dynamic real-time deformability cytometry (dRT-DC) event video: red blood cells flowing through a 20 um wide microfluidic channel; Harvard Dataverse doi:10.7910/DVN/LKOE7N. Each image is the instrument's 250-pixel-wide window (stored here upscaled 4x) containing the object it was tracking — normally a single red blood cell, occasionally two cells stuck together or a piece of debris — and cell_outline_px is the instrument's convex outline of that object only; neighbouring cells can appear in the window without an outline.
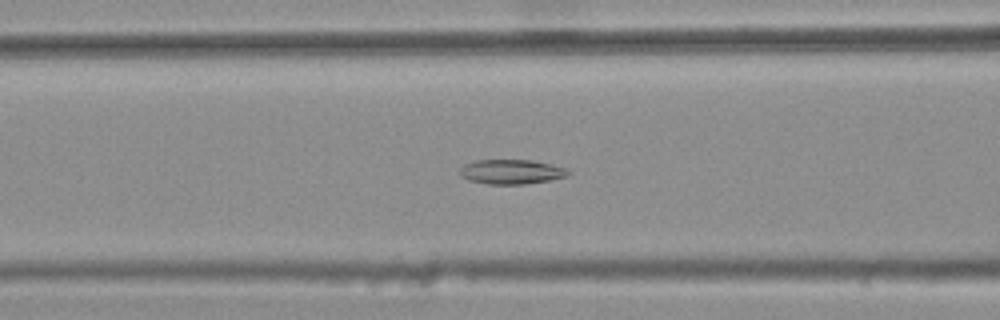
{"species": "common noctule bat (a hibernating species)", "species_latin": "Nyctalus noctula", "temperature_condition": "warm", "stored_images_in_passage": 41, "camera_frame_rate_fps": 3000, "um_per_image_px": 0.085, "animal": {"sex": "female", "body_mass_g": 25.1}, "frame": {"image": 1, "passage_image": 15, "time_ms": 4.667, "image_size_px": [1000, 320], "cell_outline_px": [[572, 172], [568, 176], [548, 180], [524, 184], [488, 184], [468, 180], [460, 176], [460, 168], [464, 164], [476, 160], [532, 160], [564, 168]], "centroid_in_image_um": [43.43, 14.6], "position_along_channel_um": 123.2, "area_um2": 15.43}}
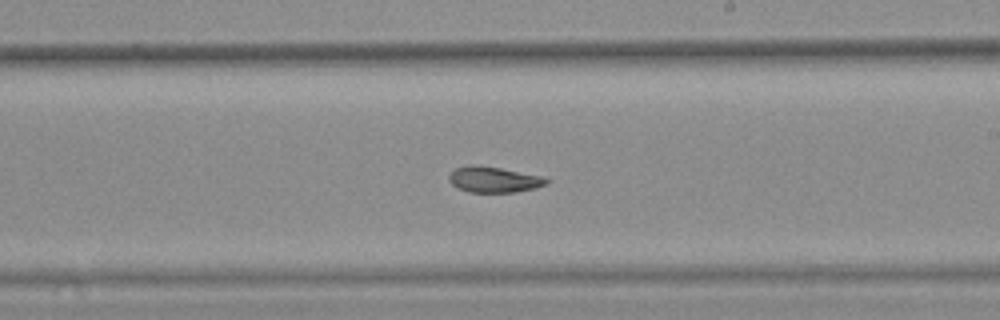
{"frame": {"image": 2, "passage_image": 25, "time_ms": 8.0, "image_size_px": [1000, 320], "cell_outline_px": [[548, 184], [536, 188], [516, 192], [468, 192], [456, 188], [448, 180], [448, 176], [456, 168], [468, 164], [476, 164], [500, 168], [544, 176], [548, 180]], "centroid_in_image_um": [41.97, 15.26], "position_along_channel_um": 247.0, "area_um2": 14.85}}
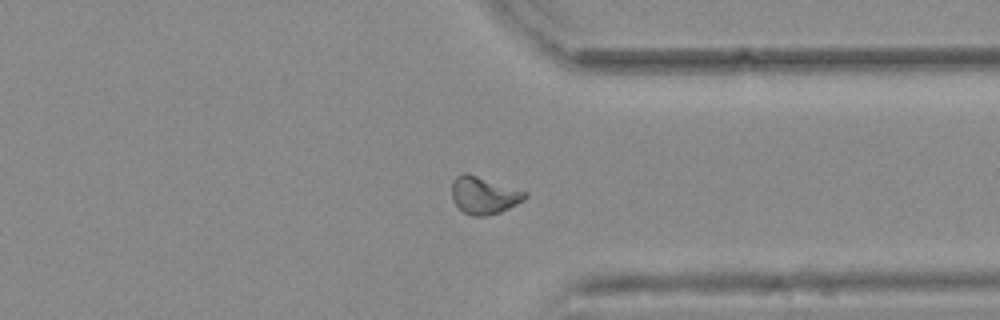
{"frame": {"image": 3, "passage_image": 35, "time_ms": 11.333, "image_size_px": [1000, 320], "cell_outline_px": [[528, 196], [524, 200], [500, 212], [484, 216], [472, 216], [464, 212], [452, 200], [452, 180], [456, 176], [464, 172], [528, 192]], "centroid_in_image_um": [41.12, 16.6], "position_along_channel_um": 370.3, "area_um2": 15.78}}